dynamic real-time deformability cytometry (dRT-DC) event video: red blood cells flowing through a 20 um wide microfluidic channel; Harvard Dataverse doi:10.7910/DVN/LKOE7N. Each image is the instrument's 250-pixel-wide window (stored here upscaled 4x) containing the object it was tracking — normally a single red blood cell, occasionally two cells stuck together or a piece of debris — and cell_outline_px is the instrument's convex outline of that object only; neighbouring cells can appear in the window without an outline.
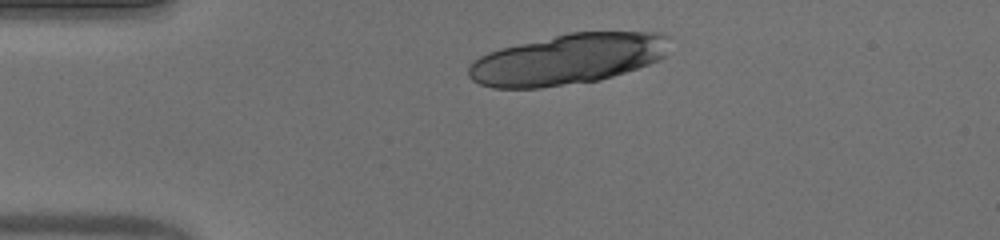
{"species": "human", "species_latin": "Homo sapiens", "temperature_condition": "warm", "stored_images_in_passage": 24, "camera_frame_rate_fps": 3000, "um_per_image_px": 0.085, "donor": {"sex": "male"}, "frame": {"image": 1, "passage_image": 1, "time_ms": 0.0, "image_size_px": [1000, 240], "cell_outline_px": [[672, 36], [664, 56], [660, 60], [600, 80], [540, 88], [492, 88], [480, 84], [472, 80], [468, 76], [468, 68], [472, 60], [488, 52], [500, 48], [568, 32], [660, 32]], "centroid_in_image_um": [48.25, 5.02], "position_along_channel_um": 36.7, "area_um2": 59.53}}